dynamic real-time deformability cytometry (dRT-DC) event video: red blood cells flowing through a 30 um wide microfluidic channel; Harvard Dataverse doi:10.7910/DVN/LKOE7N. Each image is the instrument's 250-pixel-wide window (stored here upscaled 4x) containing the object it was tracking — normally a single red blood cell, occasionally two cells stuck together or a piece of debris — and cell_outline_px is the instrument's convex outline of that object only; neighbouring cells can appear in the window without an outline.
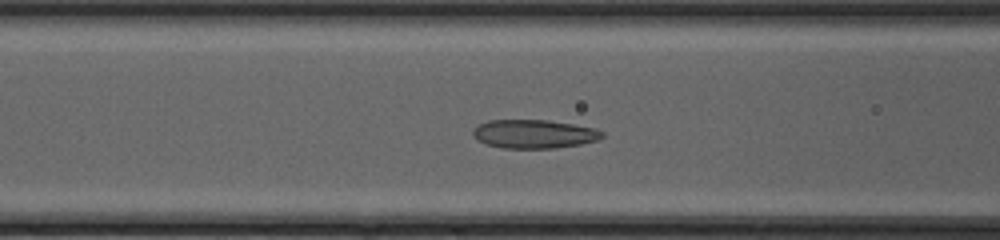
{"species": "common noctule bat (a hibernating species)", "species_latin": "Nyctalus noctula", "temperature_condition": "cold", "stored_images_in_passage": 44, "camera_frame_rate_fps": 3000, "um_per_image_px": 0.085, "animal": {"sex": "female", "body_mass_g": 20.0, "forearm_length_mm": 54.0}, "frame": {"image": 1, "passage_image": 16, "time_ms": 5.0, "image_size_px": [1000, 240], "cell_outline_px": [[604, 136], [600, 140], [580, 144], [556, 148], [504, 148], [488, 144], [476, 140], [472, 136], [472, 128], [476, 124], [488, 120], [548, 120], [596, 128], [604, 132]], "centroid_in_image_um": [45.38, 11.38], "position_along_channel_um": 121.2, "area_um2": 21.85}}
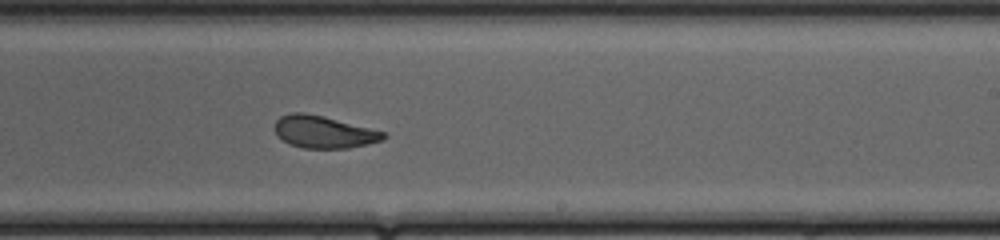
{"frame": {"image": 2, "passage_image": 26, "time_ms": 8.333, "image_size_px": [1000, 240], "cell_outline_px": [[388, 136], [384, 140], [368, 144], [348, 148], [304, 148], [288, 144], [276, 132], [276, 120], [280, 116], [292, 112], [304, 112], [324, 116], [384, 132]], "centroid_in_image_um": [27.54, 11.21], "position_along_channel_um": 261.5, "area_um2": 20.29}}
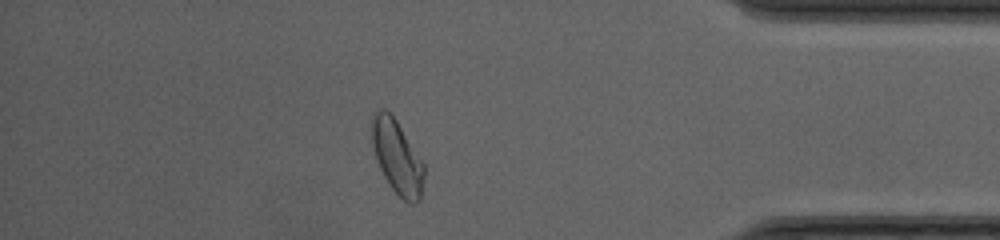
{"frame": {"image": 3, "passage_image": 38, "time_ms": 12.333, "image_size_px": [1000, 240], "cell_outline_px": [[424, 176], [420, 200], [416, 204], [408, 204], [392, 188], [384, 176], [380, 168], [376, 156], [372, 140], [372, 112], [380, 108], [384, 108], [396, 120], [424, 164]], "centroid_in_image_um": [33.76, 13.35], "position_along_channel_um": 401.4, "area_um2": 22.08}, "authors_computed_cell_mechanics": {"area_um2": 21.964, "velocity_mm_per_s": 4.2154, "shape_relaxation_time_tau1_ms": 6.1413, "shape_relaxation_time_tau2_ms": 1.5296, "deformation_change_tau1": 0.1754, "deformation_change_tau2": 0.067}}